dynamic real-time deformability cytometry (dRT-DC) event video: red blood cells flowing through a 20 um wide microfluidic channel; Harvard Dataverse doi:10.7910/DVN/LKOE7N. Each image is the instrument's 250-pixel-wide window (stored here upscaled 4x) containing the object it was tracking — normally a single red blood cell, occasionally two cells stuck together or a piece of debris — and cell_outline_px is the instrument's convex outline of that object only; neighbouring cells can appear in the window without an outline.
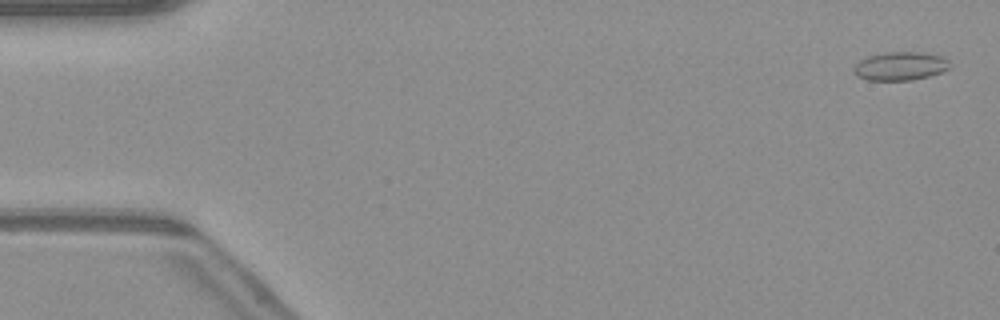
{"species": "common noctule bat (a hibernating species)", "species_latin": "Nyctalus noctula", "temperature_condition": "warm", "stored_images_in_passage": 51, "camera_frame_rate_fps": 3000, "um_per_image_px": 0.085, "animal": {"sex": "male", "body_mass_g": 23.1, "forearm_length_mm": 52.7}, "frame": {"image": 1, "passage_image": 2, "time_ms": 0.333, "image_size_px": [1000, 320], "cell_outline_px": [[948, 68], [940, 72], [928, 76], [912, 80], [868, 80], [856, 76], [852, 72], [852, 68], [860, 60], [868, 56], [884, 52], [920, 52], [944, 56], [948, 60]], "centroid_in_image_um": [76.47, 5.61], "position_along_channel_um": 8.5, "area_um2": 15.95}}
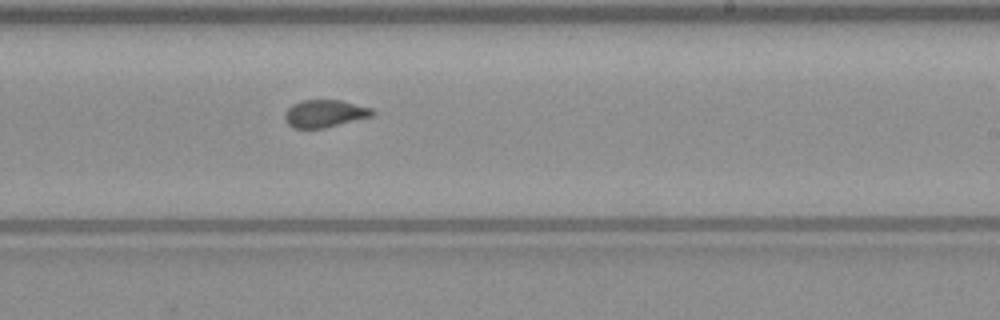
{"frame": {"image": 2, "passage_image": 31, "time_ms": 10.0, "image_size_px": [1000, 320], "cell_outline_px": [[376, 112], [372, 116], [324, 128], [292, 128], [284, 120], [284, 112], [292, 104], [300, 100], [340, 100], [372, 108]], "centroid_in_image_um": [27.57, 9.65], "position_along_channel_um": 261.4, "area_um2": 14.1}}
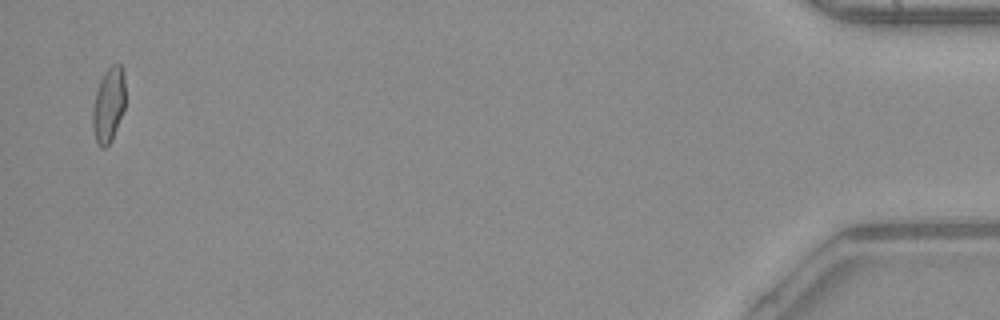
{"frame": {"image": 3, "passage_image": 50, "time_ms": 16.333, "image_size_px": [1000, 320], "cell_outline_px": [[124, 108], [112, 140], [104, 148], [100, 148], [96, 144], [92, 128], [92, 108], [96, 92], [100, 80], [104, 72], [112, 64], [120, 64], [124, 72]], "centroid_in_image_um": [9.2, 8.94], "position_along_channel_um": 426.0, "area_um2": 14.33}, "authors_computed_cell_mechanics": {"area_um2": 14.5078, "velocity_mm_per_s": 4.1008, "shape_relaxation_time_tau1_ms": 10.4779, "shape_relaxation_time_tau2_ms": 0.8035, "deformation_change_tau1": 0.1726, "deformation_change_tau2": 0.0406}}